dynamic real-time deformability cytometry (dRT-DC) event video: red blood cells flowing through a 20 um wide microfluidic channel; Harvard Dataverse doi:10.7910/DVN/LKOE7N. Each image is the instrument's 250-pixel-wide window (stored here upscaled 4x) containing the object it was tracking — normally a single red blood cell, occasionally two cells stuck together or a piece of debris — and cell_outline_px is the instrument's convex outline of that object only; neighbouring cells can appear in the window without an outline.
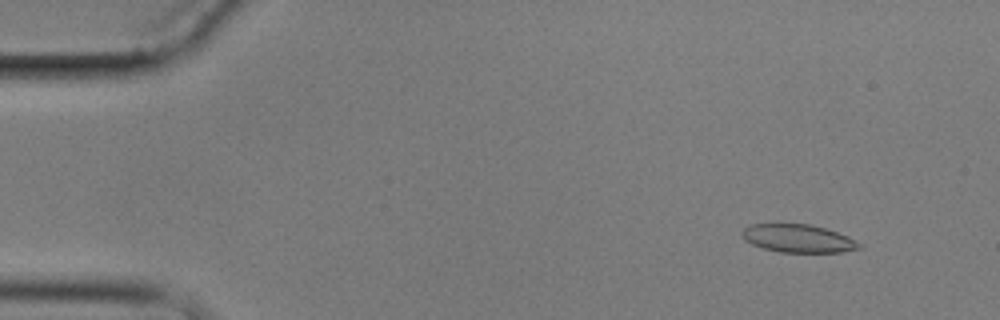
{"species": "common noctule bat (a hibernating species)", "species_latin": "Nyctalus noctula", "temperature_condition": "cold", "stored_images_in_passage": 5, "camera_frame_rate_fps": 3000, "um_per_image_px": 0.085, "animal": {"sex": "male", "body_mass_g": 17.9}, "frame": {"image": 1, "passage_image": 2, "time_ms": 1.333, "image_size_px": [1000, 320], "cell_outline_px": [[860, 248], [844, 252], [780, 252], [764, 248], [752, 244], [744, 240], [740, 232], [744, 228], [752, 224], [812, 224], [848, 236], [856, 240], [860, 244]], "centroid_in_image_um": [67.83, 20.26], "position_along_channel_um": 17.2, "area_um2": 19.07}}
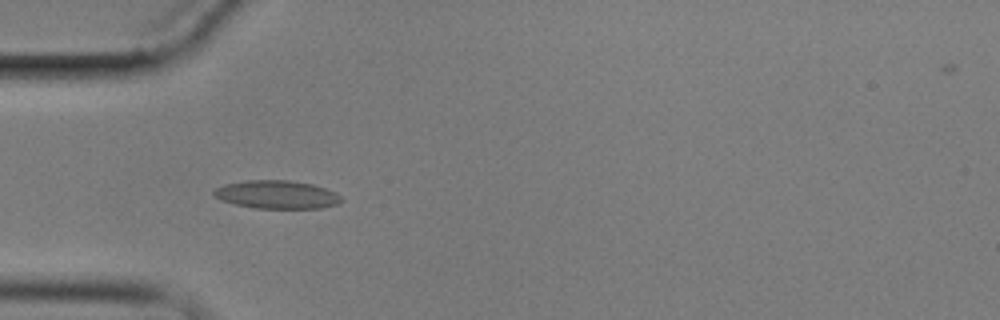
{"frame": {"image": 2, "passage_image": 4, "time_ms": 5.333, "image_size_px": [1000, 320], "cell_outline_px": [[344, 200], [336, 204], [320, 208], [256, 208], [236, 204], [224, 200], [216, 196], [212, 192], [216, 188], [224, 184], [244, 180], [288, 180], [312, 184], [336, 192]], "centroid_in_image_um": [23.55, 16.53], "position_along_channel_um": 61.4, "area_um2": 20.75}}
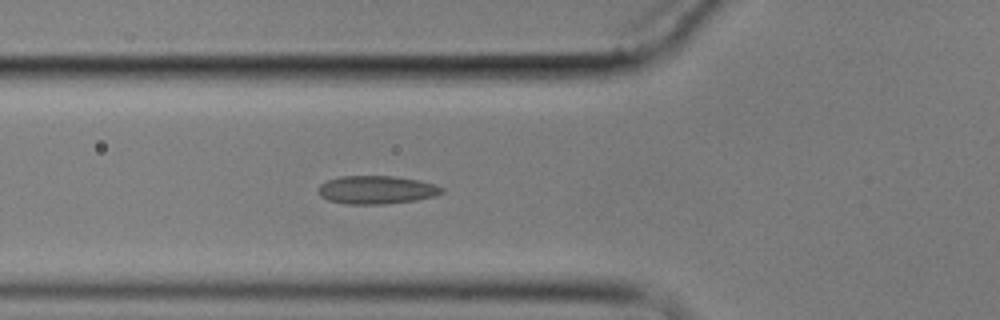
{"frame": {"image": 3, "passage_image": 5, "time_ms": 6.333, "image_size_px": [1000, 320], "cell_outline_px": [[444, 192], [432, 196], [416, 200], [384, 204], [348, 204], [328, 200], [320, 196], [320, 184], [328, 180], [340, 176], [392, 176], [420, 180], [436, 184], [444, 188]], "centroid_in_image_um": [32.03, 16.13], "position_along_channel_um": 93.8, "area_um2": 20.23}}